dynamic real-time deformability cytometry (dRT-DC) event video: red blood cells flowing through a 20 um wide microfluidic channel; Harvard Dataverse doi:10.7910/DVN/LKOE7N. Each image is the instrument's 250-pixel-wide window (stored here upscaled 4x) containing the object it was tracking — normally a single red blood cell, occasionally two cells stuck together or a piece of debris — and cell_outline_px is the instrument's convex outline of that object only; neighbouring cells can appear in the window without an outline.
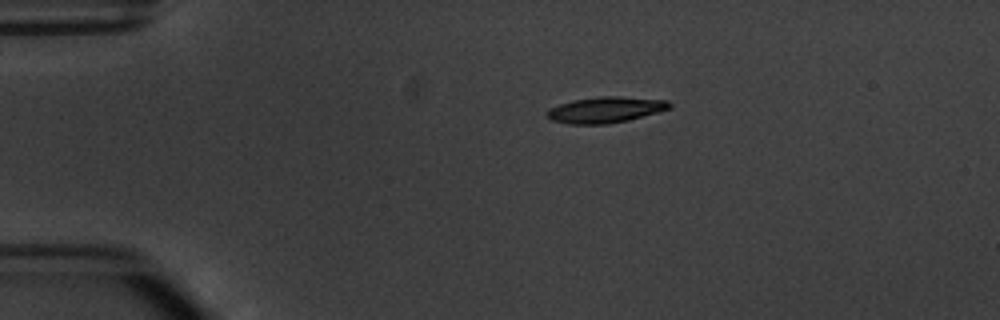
{"species": "common noctule bat (a hibernating species)", "species_latin": "Nyctalus noctula", "temperature_condition": "warm", "stored_images_in_passage": 3, "camera_frame_rate_fps": 3000, "um_per_image_px": 0.085, "animal": {"sex": "male", "body_mass_g": 20.1, "forearm_length_mm": 53.5}, "frame": {"image": 1, "passage_image": 1, "time_ms": 0.0, "image_size_px": [1000, 320], "cell_outline_px": [[672, 108], [660, 112], [628, 120], [608, 124], [568, 124], [552, 120], [544, 116], [544, 112], [548, 108], [560, 104], [576, 100], [600, 96], [620, 96], [668, 100], [672, 104]], "centroid_in_image_um": [51.47, 9.33], "position_along_channel_um": 33.5, "area_um2": 18.79}}
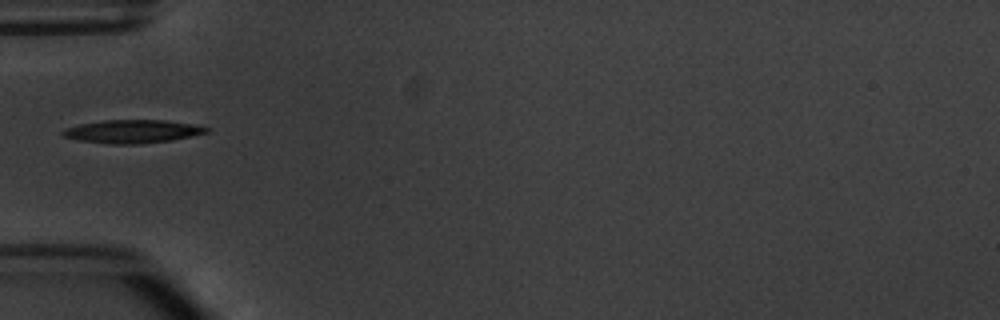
{"frame": {"image": 2, "passage_image": 3, "time_ms": 2.333, "image_size_px": [1000, 320], "cell_outline_px": [[208, 132], [192, 136], [172, 140], [140, 144], [108, 144], [76, 140], [64, 136], [60, 132], [64, 128], [80, 124], [104, 120], [164, 120], [192, 124], [208, 128]], "centroid_in_image_um": [11.21, 11.18], "position_along_channel_um": 73.8, "area_um2": 19.48}}